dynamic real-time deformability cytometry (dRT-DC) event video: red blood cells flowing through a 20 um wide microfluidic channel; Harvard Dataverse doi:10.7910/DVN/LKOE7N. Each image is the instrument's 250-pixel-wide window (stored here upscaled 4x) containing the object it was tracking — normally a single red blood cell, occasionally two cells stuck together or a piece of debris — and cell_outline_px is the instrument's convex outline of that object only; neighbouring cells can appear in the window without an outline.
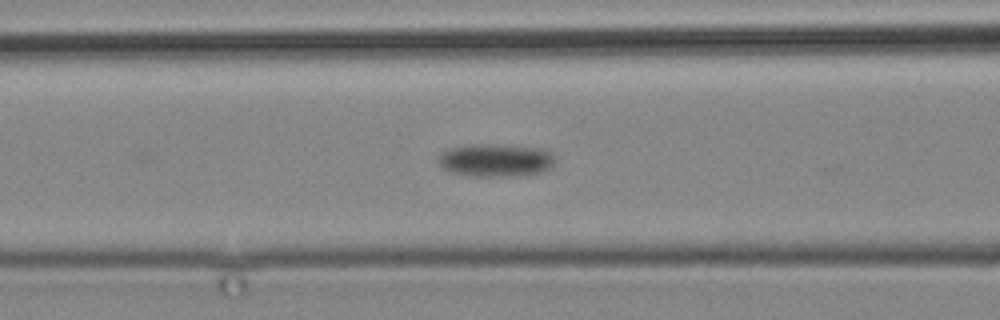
{"species": "common noctule bat (a hibernating species)", "species_latin": "Nyctalus noctula", "temperature_condition": "cold", "stored_images_in_passage": 15, "camera_frame_rate_fps": 3000, "um_per_image_px": 0.085, "animal": {"sex": "male", "body_mass_g": 19.2, "forearm_length_mm": 51.8}, "frame": {"image": 1, "passage_image": 13, "time_ms": 16.333, "image_size_px": [1000, 320], "cell_outline_px": [[556, 160], [548, 168], [540, 172], [528, 176], [476, 176], [452, 172], [444, 168], [436, 160], [440, 152], [448, 148], [476, 144], [488, 144], [540, 148], [548, 152]], "centroid_in_image_um": [42.1, 13.62], "position_along_channel_um": 124.5, "area_um2": 22.25}}
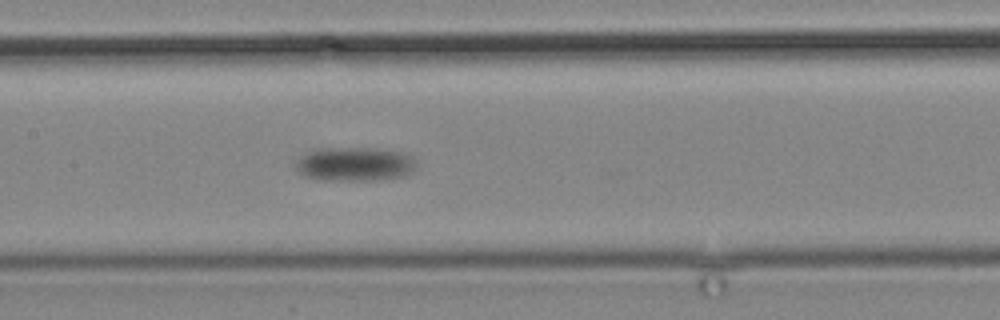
{"frame": {"image": 2, "passage_image": 15, "time_ms": 18.333, "image_size_px": [1000, 320], "cell_outline_px": [[416, 168], [412, 172], [400, 176], [380, 180], [324, 180], [304, 176], [296, 168], [296, 164], [300, 156], [308, 152], [328, 148], [376, 148], [404, 152], [412, 156], [416, 164]], "centroid_in_image_um": [30.19, 13.95], "position_along_channel_um": 177.2, "area_um2": 23.81}}